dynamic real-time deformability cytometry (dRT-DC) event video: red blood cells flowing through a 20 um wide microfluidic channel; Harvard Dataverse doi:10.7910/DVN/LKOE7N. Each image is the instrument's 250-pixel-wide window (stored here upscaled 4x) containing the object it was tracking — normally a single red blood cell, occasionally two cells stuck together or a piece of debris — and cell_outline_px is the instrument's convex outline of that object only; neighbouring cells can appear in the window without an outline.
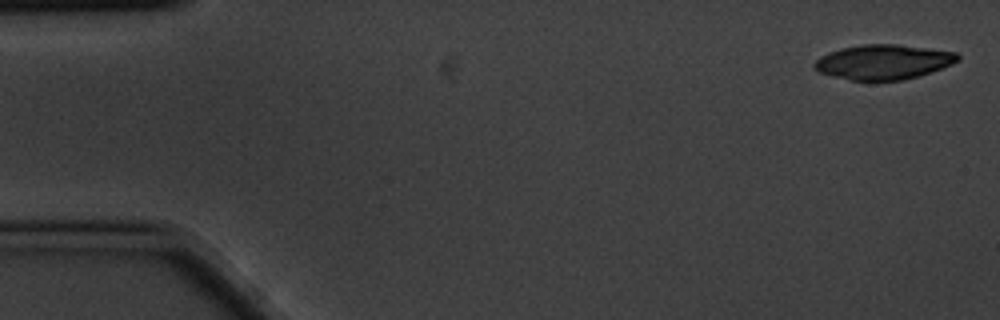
{"species": "common noctule bat (a hibernating species)", "species_latin": "Nyctalus noctula", "temperature_condition": "cold", "stored_images_in_passage": 5, "segment_of_instrument_passage": [1, 2], "camera_frame_rate_fps": 3000, "um_per_image_px": 0.085, "animal": {"sex": "male", "body_mass_g": 20.1, "forearm_length_mm": 53.5}, "frame": {"image": 1, "passage_image": 1, "time_ms": 0.0, "image_size_px": [1000, 320], "cell_outline_px": [[960, 56], [952, 64], [920, 76], [904, 80], [852, 80], [832, 76], [816, 72], [812, 68], [812, 64], [820, 56], [828, 52], [840, 48], [860, 44], [896, 44], [928, 48], [956, 52]], "centroid_in_image_um": [75.02, 5.26], "position_along_channel_um": 10.0, "area_um2": 29.25}}